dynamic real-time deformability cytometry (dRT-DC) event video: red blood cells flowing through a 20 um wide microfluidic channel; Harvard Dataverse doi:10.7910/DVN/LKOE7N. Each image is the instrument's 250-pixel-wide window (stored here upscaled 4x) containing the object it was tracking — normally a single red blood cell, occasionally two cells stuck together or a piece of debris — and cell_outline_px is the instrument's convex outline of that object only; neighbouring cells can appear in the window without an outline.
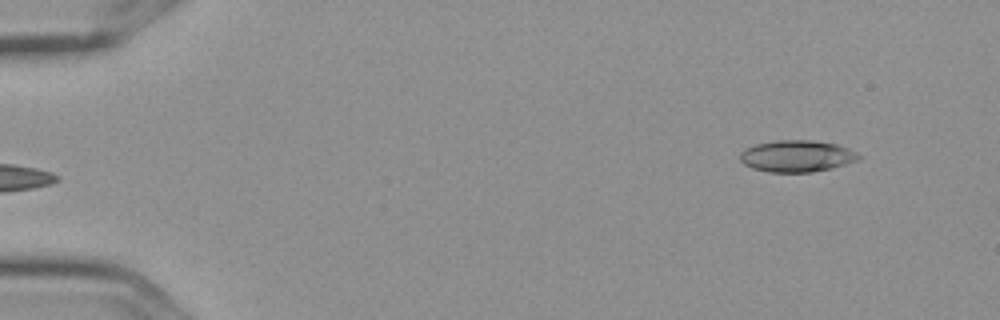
{"species": "Egyptian fruit bat (a non-hibernating species)", "species_latin": "Rousettus aegyptiacus", "temperature_condition": "cold", "stored_images_in_passage": 4, "camera_frame_rate_fps": 3000, "um_per_image_px": 0.085, "frame": {"image": 1, "passage_image": 4, "time_ms": 1.0, "image_size_px": [1000, 320], "cell_outline_px": [[860, 160], [812, 172], [768, 172], [752, 168], [744, 164], [740, 160], [740, 152], [744, 148], [756, 144], [776, 140], [808, 140], [836, 144], [848, 148], [860, 156]], "centroid_in_image_um": [67.68, 13.26], "position_along_channel_um": 17.3, "area_um2": 21.73}}